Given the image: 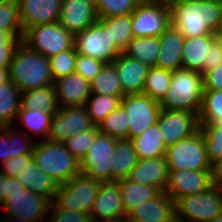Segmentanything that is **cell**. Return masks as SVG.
I'll return each mask as SVG.
<instances>
[{"mask_svg":"<svg viewBox=\"0 0 222 222\" xmlns=\"http://www.w3.org/2000/svg\"><path fill=\"white\" fill-rule=\"evenodd\" d=\"M172 26L184 37L215 35L222 4L205 0H175L170 4Z\"/></svg>","mask_w":222,"mask_h":222,"instance_id":"cell-1","label":"cell"},{"mask_svg":"<svg viewBox=\"0 0 222 222\" xmlns=\"http://www.w3.org/2000/svg\"><path fill=\"white\" fill-rule=\"evenodd\" d=\"M9 75L20 92L54 84L49 58L31 50L22 41L14 51Z\"/></svg>","mask_w":222,"mask_h":222,"instance_id":"cell-2","label":"cell"},{"mask_svg":"<svg viewBox=\"0 0 222 222\" xmlns=\"http://www.w3.org/2000/svg\"><path fill=\"white\" fill-rule=\"evenodd\" d=\"M204 94L201 72L180 68L172 72L168 93L159 103L161 109L183 110L199 114Z\"/></svg>","mask_w":222,"mask_h":222,"instance_id":"cell-3","label":"cell"},{"mask_svg":"<svg viewBox=\"0 0 222 222\" xmlns=\"http://www.w3.org/2000/svg\"><path fill=\"white\" fill-rule=\"evenodd\" d=\"M34 163L59 185L80 174L78 161L63 143L48 139L36 142L32 152Z\"/></svg>","mask_w":222,"mask_h":222,"instance_id":"cell-4","label":"cell"},{"mask_svg":"<svg viewBox=\"0 0 222 222\" xmlns=\"http://www.w3.org/2000/svg\"><path fill=\"white\" fill-rule=\"evenodd\" d=\"M100 185V181L80 173L58 186L53 203L60 209L90 215Z\"/></svg>","mask_w":222,"mask_h":222,"instance_id":"cell-5","label":"cell"},{"mask_svg":"<svg viewBox=\"0 0 222 222\" xmlns=\"http://www.w3.org/2000/svg\"><path fill=\"white\" fill-rule=\"evenodd\" d=\"M165 157L169 170H210L201 130L166 148Z\"/></svg>","mask_w":222,"mask_h":222,"instance_id":"cell-6","label":"cell"},{"mask_svg":"<svg viewBox=\"0 0 222 222\" xmlns=\"http://www.w3.org/2000/svg\"><path fill=\"white\" fill-rule=\"evenodd\" d=\"M177 222H207L222 214V195L217 186L179 198L175 202Z\"/></svg>","mask_w":222,"mask_h":222,"instance_id":"cell-7","label":"cell"},{"mask_svg":"<svg viewBox=\"0 0 222 222\" xmlns=\"http://www.w3.org/2000/svg\"><path fill=\"white\" fill-rule=\"evenodd\" d=\"M22 42L31 50L51 58L74 46V36L58 22L28 28Z\"/></svg>","mask_w":222,"mask_h":222,"instance_id":"cell-8","label":"cell"},{"mask_svg":"<svg viewBox=\"0 0 222 222\" xmlns=\"http://www.w3.org/2000/svg\"><path fill=\"white\" fill-rule=\"evenodd\" d=\"M132 16V33L135 37H159L172 25L169 4L141 0Z\"/></svg>","mask_w":222,"mask_h":222,"instance_id":"cell-9","label":"cell"},{"mask_svg":"<svg viewBox=\"0 0 222 222\" xmlns=\"http://www.w3.org/2000/svg\"><path fill=\"white\" fill-rule=\"evenodd\" d=\"M115 138L98 132L94 142L80 161V172L87 177L111 182V166L114 159Z\"/></svg>","mask_w":222,"mask_h":222,"instance_id":"cell-10","label":"cell"},{"mask_svg":"<svg viewBox=\"0 0 222 222\" xmlns=\"http://www.w3.org/2000/svg\"><path fill=\"white\" fill-rule=\"evenodd\" d=\"M74 47L78 54L106 64L112 63L122 53L112 42L109 31L98 20L74 36Z\"/></svg>","mask_w":222,"mask_h":222,"instance_id":"cell-11","label":"cell"},{"mask_svg":"<svg viewBox=\"0 0 222 222\" xmlns=\"http://www.w3.org/2000/svg\"><path fill=\"white\" fill-rule=\"evenodd\" d=\"M120 104L127 112L128 139L140 136L147 128L157 123L161 106L145 94L124 95Z\"/></svg>","mask_w":222,"mask_h":222,"instance_id":"cell-12","label":"cell"},{"mask_svg":"<svg viewBox=\"0 0 222 222\" xmlns=\"http://www.w3.org/2000/svg\"><path fill=\"white\" fill-rule=\"evenodd\" d=\"M93 126L85 105L60 107L52 116L47 139L63 143L69 137L87 131Z\"/></svg>","mask_w":222,"mask_h":222,"instance_id":"cell-13","label":"cell"},{"mask_svg":"<svg viewBox=\"0 0 222 222\" xmlns=\"http://www.w3.org/2000/svg\"><path fill=\"white\" fill-rule=\"evenodd\" d=\"M51 201L26 189L24 192H15L3 203L2 217H20L31 222H46Z\"/></svg>","mask_w":222,"mask_h":222,"instance_id":"cell-14","label":"cell"},{"mask_svg":"<svg viewBox=\"0 0 222 222\" xmlns=\"http://www.w3.org/2000/svg\"><path fill=\"white\" fill-rule=\"evenodd\" d=\"M157 123L166 147L191 136L200 129L198 115L183 110L161 109Z\"/></svg>","mask_w":222,"mask_h":222,"instance_id":"cell-15","label":"cell"},{"mask_svg":"<svg viewBox=\"0 0 222 222\" xmlns=\"http://www.w3.org/2000/svg\"><path fill=\"white\" fill-rule=\"evenodd\" d=\"M212 186L210 170H169L165 192L176 202L184 196L203 193Z\"/></svg>","mask_w":222,"mask_h":222,"instance_id":"cell-16","label":"cell"},{"mask_svg":"<svg viewBox=\"0 0 222 222\" xmlns=\"http://www.w3.org/2000/svg\"><path fill=\"white\" fill-rule=\"evenodd\" d=\"M90 216L92 221H115L126 218L118 182L101 183Z\"/></svg>","mask_w":222,"mask_h":222,"instance_id":"cell-17","label":"cell"},{"mask_svg":"<svg viewBox=\"0 0 222 222\" xmlns=\"http://www.w3.org/2000/svg\"><path fill=\"white\" fill-rule=\"evenodd\" d=\"M98 20L95 5L88 0H62L58 23L73 36Z\"/></svg>","mask_w":222,"mask_h":222,"instance_id":"cell-18","label":"cell"},{"mask_svg":"<svg viewBox=\"0 0 222 222\" xmlns=\"http://www.w3.org/2000/svg\"><path fill=\"white\" fill-rule=\"evenodd\" d=\"M128 222H177L175 201L161 192L152 200H147L133 208L126 216Z\"/></svg>","mask_w":222,"mask_h":222,"instance_id":"cell-19","label":"cell"},{"mask_svg":"<svg viewBox=\"0 0 222 222\" xmlns=\"http://www.w3.org/2000/svg\"><path fill=\"white\" fill-rule=\"evenodd\" d=\"M25 32L30 27L58 22L62 0H17Z\"/></svg>","mask_w":222,"mask_h":222,"instance_id":"cell-20","label":"cell"},{"mask_svg":"<svg viewBox=\"0 0 222 222\" xmlns=\"http://www.w3.org/2000/svg\"><path fill=\"white\" fill-rule=\"evenodd\" d=\"M127 179L137 184L157 187L161 192H165L169 179L166 157L138 159Z\"/></svg>","mask_w":222,"mask_h":222,"instance_id":"cell-21","label":"cell"},{"mask_svg":"<svg viewBox=\"0 0 222 222\" xmlns=\"http://www.w3.org/2000/svg\"><path fill=\"white\" fill-rule=\"evenodd\" d=\"M125 95L142 94L149 66L121 53L113 62Z\"/></svg>","mask_w":222,"mask_h":222,"instance_id":"cell-22","label":"cell"},{"mask_svg":"<svg viewBox=\"0 0 222 222\" xmlns=\"http://www.w3.org/2000/svg\"><path fill=\"white\" fill-rule=\"evenodd\" d=\"M59 107L85 105L90 96V82L72 73L54 81Z\"/></svg>","mask_w":222,"mask_h":222,"instance_id":"cell-23","label":"cell"},{"mask_svg":"<svg viewBox=\"0 0 222 222\" xmlns=\"http://www.w3.org/2000/svg\"><path fill=\"white\" fill-rule=\"evenodd\" d=\"M159 41L161 47L156 66L170 72L182 68L184 35L171 25L159 36Z\"/></svg>","mask_w":222,"mask_h":222,"instance_id":"cell-24","label":"cell"},{"mask_svg":"<svg viewBox=\"0 0 222 222\" xmlns=\"http://www.w3.org/2000/svg\"><path fill=\"white\" fill-rule=\"evenodd\" d=\"M52 116L43 110H29L20 106L13 126L35 142L43 141L48 137Z\"/></svg>","mask_w":222,"mask_h":222,"instance_id":"cell-25","label":"cell"},{"mask_svg":"<svg viewBox=\"0 0 222 222\" xmlns=\"http://www.w3.org/2000/svg\"><path fill=\"white\" fill-rule=\"evenodd\" d=\"M16 178L23 184L25 189L46 197L53 202L59 184L44 173L34 161L19 170Z\"/></svg>","mask_w":222,"mask_h":222,"instance_id":"cell-26","label":"cell"},{"mask_svg":"<svg viewBox=\"0 0 222 222\" xmlns=\"http://www.w3.org/2000/svg\"><path fill=\"white\" fill-rule=\"evenodd\" d=\"M215 35L185 37L182 52V68L201 72L204 75V60Z\"/></svg>","mask_w":222,"mask_h":222,"instance_id":"cell-27","label":"cell"},{"mask_svg":"<svg viewBox=\"0 0 222 222\" xmlns=\"http://www.w3.org/2000/svg\"><path fill=\"white\" fill-rule=\"evenodd\" d=\"M114 159L111 166V182L127 179L138 162L131 139H117L114 147Z\"/></svg>","mask_w":222,"mask_h":222,"instance_id":"cell-28","label":"cell"},{"mask_svg":"<svg viewBox=\"0 0 222 222\" xmlns=\"http://www.w3.org/2000/svg\"><path fill=\"white\" fill-rule=\"evenodd\" d=\"M138 159L165 156L166 146L158 123L147 128L140 136L131 139Z\"/></svg>","mask_w":222,"mask_h":222,"instance_id":"cell-29","label":"cell"},{"mask_svg":"<svg viewBox=\"0 0 222 222\" xmlns=\"http://www.w3.org/2000/svg\"><path fill=\"white\" fill-rule=\"evenodd\" d=\"M21 106L54 114L59 110L55 84L21 92Z\"/></svg>","mask_w":222,"mask_h":222,"instance_id":"cell-30","label":"cell"},{"mask_svg":"<svg viewBox=\"0 0 222 222\" xmlns=\"http://www.w3.org/2000/svg\"><path fill=\"white\" fill-rule=\"evenodd\" d=\"M117 182L119 183L123 209L126 215L139 204L152 200L161 193L157 187L137 184L128 179H122Z\"/></svg>","mask_w":222,"mask_h":222,"instance_id":"cell-31","label":"cell"},{"mask_svg":"<svg viewBox=\"0 0 222 222\" xmlns=\"http://www.w3.org/2000/svg\"><path fill=\"white\" fill-rule=\"evenodd\" d=\"M160 47L159 37H135L129 42L123 53L153 67L157 65Z\"/></svg>","mask_w":222,"mask_h":222,"instance_id":"cell-32","label":"cell"},{"mask_svg":"<svg viewBox=\"0 0 222 222\" xmlns=\"http://www.w3.org/2000/svg\"><path fill=\"white\" fill-rule=\"evenodd\" d=\"M21 106V92L11 82L0 84V127L13 126Z\"/></svg>","mask_w":222,"mask_h":222,"instance_id":"cell-33","label":"cell"},{"mask_svg":"<svg viewBox=\"0 0 222 222\" xmlns=\"http://www.w3.org/2000/svg\"><path fill=\"white\" fill-rule=\"evenodd\" d=\"M98 21L109 31L112 42L123 53L127 49L129 42L133 39L131 14L98 18Z\"/></svg>","mask_w":222,"mask_h":222,"instance_id":"cell-34","label":"cell"},{"mask_svg":"<svg viewBox=\"0 0 222 222\" xmlns=\"http://www.w3.org/2000/svg\"><path fill=\"white\" fill-rule=\"evenodd\" d=\"M91 94L118 96L125 95L121 89L116 66L113 63L105 64L102 70L90 81Z\"/></svg>","mask_w":222,"mask_h":222,"instance_id":"cell-35","label":"cell"},{"mask_svg":"<svg viewBox=\"0 0 222 222\" xmlns=\"http://www.w3.org/2000/svg\"><path fill=\"white\" fill-rule=\"evenodd\" d=\"M171 80L172 72L157 66L150 67L142 94L148 95L160 103L169 91Z\"/></svg>","mask_w":222,"mask_h":222,"instance_id":"cell-36","label":"cell"},{"mask_svg":"<svg viewBox=\"0 0 222 222\" xmlns=\"http://www.w3.org/2000/svg\"><path fill=\"white\" fill-rule=\"evenodd\" d=\"M118 96L90 94L86 101V108L91 123L98 126L112 111L120 105Z\"/></svg>","mask_w":222,"mask_h":222,"instance_id":"cell-37","label":"cell"},{"mask_svg":"<svg viewBox=\"0 0 222 222\" xmlns=\"http://www.w3.org/2000/svg\"><path fill=\"white\" fill-rule=\"evenodd\" d=\"M0 30L23 39L24 31L17 0H0Z\"/></svg>","mask_w":222,"mask_h":222,"instance_id":"cell-38","label":"cell"},{"mask_svg":"<svg viewBox=\"0 0 222 222\" xmlns=\"http://www.w3.org/2000/svg\"><path fill=\"white\" fill-rule=\"evenodd\" d=\"M199 124H212L222 120V90L204 89Z\"/></svg>","mask_w":222,"mask_h":222,"instance_id":"cell-39","label":"cell"},{"mask_svg":"<svg viewBox=\"0 0 222 222\" xmlns=\"http://www.w3.org/2000/svg\"><path fill=\"white\" fill-rule=\"evenodd\" d=\"M100 133L111 136L115 139H127L129 123L127 120V112L120 104L112 111L99 125Z\"/></svg>","mask_w":222,"mask_h":222,"instance_id":"cell-40","label":"cell"},{"mask_svg":"<svg viewBox=\"0 0 222 222\" xmlns=\"http://www.w3.org/2000/svg\"><path fill=\"white\" fill-rule=\"evenodd\" d=\"M210 162L222 157V120L212 124H199Z\"/></svg>","mask_w":222,"mask_h":222,"instance_id":"cell-41","label":"cell"},{"mask_svg":"<svg viewBox=\"0 0 222 222\" xmlns=\"http://www.w3.org/2000/svg\"><path fill=\"white\" fill-rule=\"evenodd\" d=\"M141 0H99L95 5L98 18L131 14Z\"/></svg>","mask_w":222,"mask_h":222,"instance_id":"cell-42","label":"cell"},{"mask_svg":"<svg viewBox=\"0 0 222 222\" xmlns=\"http://www.w3.org/2000/svg\"><path fill=\"white\" fill-rule=\"evenodd\" d=\"M98 126H93L91 129L80 132L72 137H69L63 142L65 148L78 160L85 156L88 149L94 142L96 135L98 134Z\"/></svg>","mask_w":222,"mask_h":222,"instance_id":"cell-43","label":"cell"},{"mask_svg":"<svg viewBox=\"0 0 222 222\" xmlns=\"http://www.w3.org/2000/svg\"><path fill=\"white\" fill-rule=\"evenodd\" d=\"M76 58L77 51L74 46L49 58L53 80L55 81L74 73Z\"/></svg>","mask_w":222,"mask_h":222,"instance_id":"cell-44","label":"cell"},{"mask_svg":"<svg viewBox=\"0 0 222 222\" xmlns=\"http://www.w3.org/2000/svg\"><path fill=\"white\" fill-rule=\"evenodd\" d=\"M106 63L77 53L75 62V73L80 74L88 82L92 81L94 77L102 70Z\"/></svg>","mask_w":222,"mask_h":222,"instance_id":"cell-45","label":"cell"},{"mask_svg":"<svg viewBox=\"0 0 222 222\" xmlns=\"http://www.w3.org/2000/svg\"><path fill=\"white\" fill-rule=\"evenodd\" d=\"M46 222H92V218L89 214L60 209L52 202Z\"/></svg>","mask_w":222,"mask_h":222,"instance_id":"cell-46","label":"cell"},{"mask_svg":"<svg viewBox=\"0 0 222 222\" xmlns=\"http://www.w3.org/2000/svg\"><path fill=\"white\" fill-rule=\"evenodd\" d=\"M22 39L0 30V67L9 68L14 51Z\"/></svg>","mask_w":222,"mask_h":222,"instance_id":"cell-47","label":"cell"},{"mask_svg":"<svg viewBox=\"0 0 222 222\" xmlns=\"http://www.w3.org/2000/svg\"><path fill=\"white\" fill-rule=\"evenodd\" d=\"M12 157L32 153L36 142L25 132L11 126Z\"/></svg>","mask_w":222,"mask_h":222,"instance_id":"cell-48","label":"cell"},{"mask_svg":"<svg viewBox=\"0 0 222 222\" xmlns=\"http://www.w3.org/2000/svg\"><path fill=\"white\" fill-rule=\"evenodd\" d=\"M33 161L32 153L20 154L15 157L9 158L6 162L0 165V171L7 177H16L19 170L26 164Z\"/></svg>","mask_w":222,"mask_h":222,"instance_id":"cell-49","label":"cell"},{"mask_svg":"<svg viewBox=\"0 0 222 222\" xmlns=\"http://www.w3.org/2000/svg\"><path fill=\"white\" fill-rule=\"evenodd\" d=\"M11 126L0 127V164L12 158Z\"/></svg>","mask_w":222,"mask_h":222,"instance_id":"cell-50","label":"cell"},{"mask_svg":"<svg viewBox=\"0 0 222 222\" xmlns=\"http://www.w3.org/2000/svg\"><path fill=\"white\" fill-rule=\"evenodd\" d=\"M204 89L222 90V63L204 75Z\"/></svg>","mask_w":222,"mask_h":222,"instance_id":"cell-51","label":"cell"},{"mask_svg":"<svg viewBox=\"0 0 222 222\" xmlns=\"http://www.w3.org/2000/svg\"><path fill=\"white\" fill-rule=\"evenodd\" d=\"M221 63H222V50L217 40H215L210 45L208 54H206L204 60V74Z\"/></svg>","mask_w":222,"mask_h":222,"instance_id":"cell-52","label":"cell"},{"mask_svg":"<svg viewBox=\"0 0 222 222\" xmlns=\"http://www.w3.org/2000/svg\"><path fill=\"white\" fill-rule=\"evenodd\" d=\"M26 189L16 177H8L6 179V188L3 195V203L9 198V195L15 192H24Z\"/></svg>","mask_w":222,"mask_h":222,"instance_id":"cell-53","label":"cell"},{"mask_svg":"<svg viewBox=\"0 0 222 222\" xmlns=\"http://www.w3.org/2000/svg\"><path fill=\"white\" fill-rule=\"evenodd\" d=\"M210 175L212 185L218 187L222 183V157L211 162Z\"/></svg>","mask_w":222,"mask_h":222,"instance_id":"cell-54","label":"cell"},{"mask_svg":"<svg viewBox=\"0 0 222 222\" xmlns=\"http://www.w3.org/2000/svg\"><path fill=\"white\" fill-rule=\"evenodd\" d=\"M8 177L0 171V209L3 205V195L6 188V179Z\"/></svg>","mask_w":222,"mask_h":222,"instance_id":"cell-55","label":"cell"},{"mask_svg":"<svg viewBox=\"0 0 222 222\" xmlns=\"http://www.w3.org/2000/svg\"><path fill=\"white\" fill-rule=\"evenodd\" d=\"M10 81L9 68L0 67V84H5Z\"/></svg>","mask_w":222,"mask_h":222,"instance_id":"cell-56","label":"cell"},{"mask_svg":"<svg viewBox=\"0 0 222 222\" xmlns=\"http://www.w3.org/2000/svg\"><path fill=\"white\" fill-rule=\"evenodd\" d=\"M0 222H31L20 217H0Z\"/></svg>","mask_w":222,"mask_h":222,"instance_id":"cell-57","label":"cell"},{"mask_svg":"<svg viewBox=\"0 0 222 222\" xmlns=\"http://www.w3.org/2000/svg\"><path fill=\"white\" fill-rule=\"evenodd\" d=\"M215 34H222V11H221V15L219 18V23L218 26L216 28Z\"/></svg>","mask_w":222,"mask_h":222,"instance_id":"cell-58","label":"cell"},{"mask_svg":"<svg viewBox=\"0 0 222 222\" xmlns=\"http://www.w3.org/2000/svg\"><path fill=\"white\" fill-rule=\"evenodd\" d=\"M148 1H152V2H160V3H165V4H171L173 3L175 0H148Z\"/></svg>","mask_w":222,"mask_h":222,"instance_id":"cell-59","label":"cell"},{"mask_svg":"<svg viewBox=\"0 0 222 222\" xmlns=\"http://www.w3.org/2000/svg\"><path fill=\"white\" fill-rule=\"evenodd\" d=\"M215 39L219 43L221 50H222V34H215Z\"/></svg>","mask_w":222,"mask_h":222,"instance_id":"cell-60","label":"cell"},{"mask_svg":"<svg viewBox=\"0 0 222 222\" xmlns=\"http://www.w3.org/2000/svg\"><path fill=\"white\" fill-rule=\"evenodd\" d=\"M207 222H222V214Z\"/></svg>","mask_w":222,"mask_h":222,"instance_id":"cell-61","label":"cell"},{"mask_svg":"<svg viewBox=\"0 0 222 222\" xmlns=\"http://www.w3.org/2000/svg\"><path fill=\"white\" fill-rule=\"evenodd\" d=\"M92 222H128V221L126 220V218H124V219L115 220V221H92Z\"/></svg>","mask_w":222,"mask_h":222,"instance_id":"cell-62","label":"cell"},{"mask_svg":"<svg viewBox=\"0 0 222 222\" xmlns=\"http://www.w3.org/2000/svg\"><path fill=\"white\" fill-rule=\"evenodd\" d=\"M205 1H210V2H213V3L222 4V0H205Z\"/></svg>","mask_w":222,"mask_h":222,"instance_id":"cell-63","label":"cell"},{"mask_svg":"<svg viewBox=\"0 0 222 222\" xmlns=\"http://www.w3.org/2000/svg\"><path fill=\"white\" fill-rule=\"evenodd\" d=\"M88 1H90V2H92L94 5H96L99 0H88Z\"/></svg>","mask_w":222,"mask_h":222,"instance_id":"cell-64","label":"cell"},{"mask_svg":"<svg viewBox=\"0 0 222 222\" xmlns=\"http://www.w3.org/2000/svg\"><path fill=\"white\" fill-rule=\"evenodd\" d=\"M219 190H220V193L222 195V183L218 186Z\"/></svg>","mask_w":222,"mask_h":222,"instance_id":"cell-65","label":"cell"}]
</instances>
